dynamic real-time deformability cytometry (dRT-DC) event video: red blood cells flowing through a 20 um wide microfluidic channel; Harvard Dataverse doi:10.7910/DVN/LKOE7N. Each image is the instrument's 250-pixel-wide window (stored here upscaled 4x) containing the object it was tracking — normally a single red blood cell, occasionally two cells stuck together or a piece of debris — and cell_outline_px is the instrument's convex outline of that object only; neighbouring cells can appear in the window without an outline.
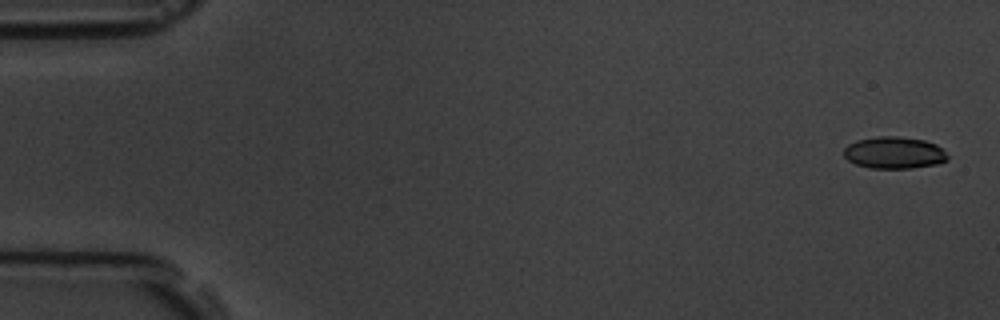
{"species": "common noctule bat (a hibernating species)", "species_latin": "Nyctalus noctula", "temperature_condition": "room temperature", "stored_images_in_passage": 6, "camera_frame_rate_fps": 3000, "um_per_image_px": 0.085, "animal": {"sex": "male", "body_mass_g": 19.5, "forearm_length_mm": 54.6}, "frame": {"image": 1, "passage_image": 1, "time_ms": 0.0, "image_size_px": [1000, 320], "cell_outline_px": [[948, 160], [936, 164], [912, 168], [868, 168], [856, 164], [848, 160], [844, 156], [844, 148], [848, 144], [856, 140], [876, 136], [900, 136], [924, 140], [936, 144], [948, 156]], "centroid_in_image_um": [75.98, 12.97], "position_along_channel_um": 9.0, "area_um2": 19.36}}
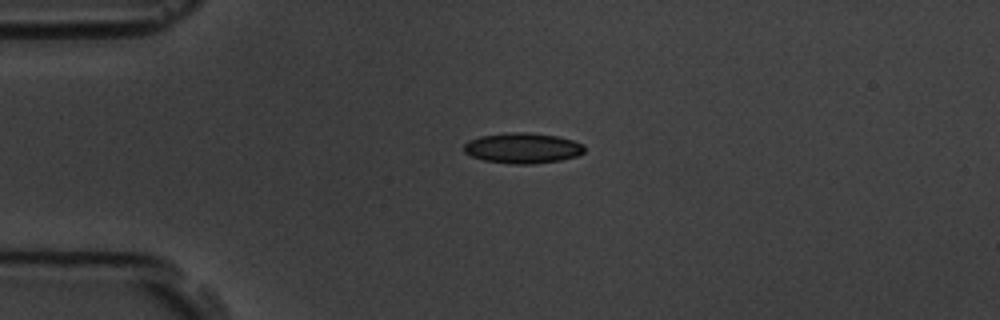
{"frame": {"image": 2, "passage_image": 4, "time_ms": 4.0, "image_size_px": [1000, 320], "cell_outline_px": [[584, 152], [576, 156], [560, 160], [532, 164], [512, 164], [484, 160], [472, 156], [464, 152], [464, 144], [468, 140], [480, 136], [508, 132], [524, 132], [556, 136], [572, 140], [584, 144]], "centroid_in_image_um": [44.41, 12.58], "position_along_channel_um": 40.6, "area_um2": 21.33}}
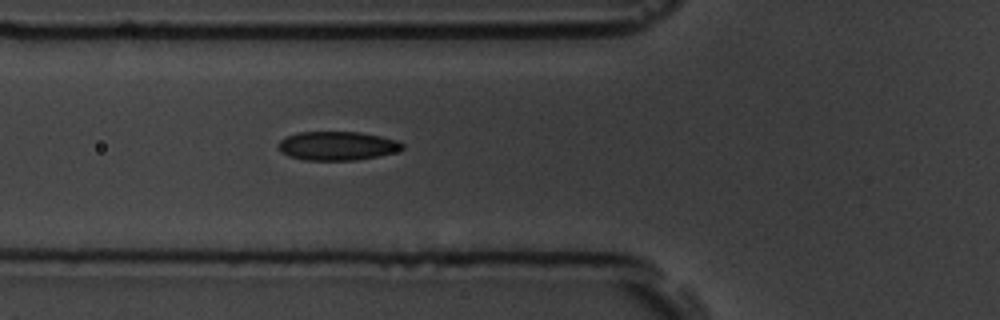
{"frame": {"image": 3, "passage_image": 6, "time_ms": 6.333, "image_size_px": [1000, 320], "cell_outline_px": [[404, 148], [396, 152], [356, 160], [304, 160], [288, 156], [280, 152], [276, 144], [280, 140], [288, 136], [300, 132], [360, 132], [380, 136], [396, 140], [404, 144]], "centroid_in_image_um": [28.64, 12.4], "position_along_channel_um": 97.2, "area_um2": 20.87}}